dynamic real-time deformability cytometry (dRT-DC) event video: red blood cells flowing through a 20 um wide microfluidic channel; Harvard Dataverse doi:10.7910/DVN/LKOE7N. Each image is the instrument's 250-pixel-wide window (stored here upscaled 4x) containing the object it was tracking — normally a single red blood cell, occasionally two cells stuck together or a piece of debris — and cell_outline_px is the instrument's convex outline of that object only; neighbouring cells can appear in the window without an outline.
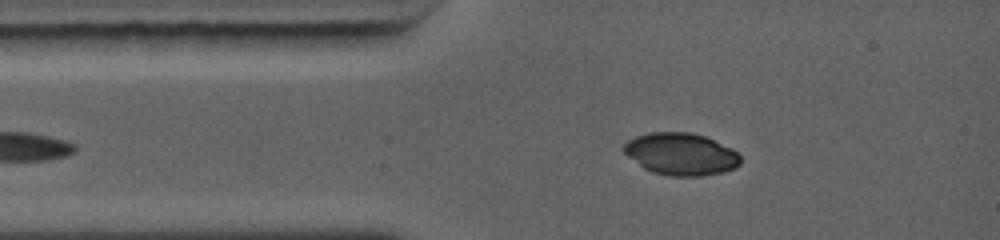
{"species": "common noctule bat (a hibernating species)", "species_latin": "Nyctalus noctula", "temperature_condition": "warm", "stored_images_in_passage": 50, "camera_frame_rate_fps": 5000, "um_per_image_px": 0.085, "animal": {"sex": "female", "body_mass_g": 19.0, "forearm_length_mm": 56.7}, "frame": {"image": 1, "passage_image": 9, "time_ms": 1.0, "image_size_px": [1000, 240], "cell_outline_px": [[740, 164], [736, 168], [724, 172], [700, 176], [668, 176], [652, 172], [644, 168], [628, 156], [620, 148], [628, 140], [636, 136], [648, 132], [688, 132], [704, 136], [732, 148], [740, 156]], "centroid_in_image_um": [57.87, 13.1], "position_along_channel_um": 27.1, "area_um2": 28.78}}
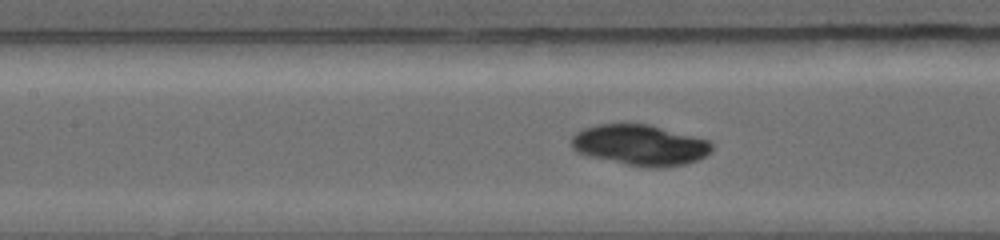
{"frame": {"image": 2, "passage_image": 28, "time_ms": 4.2, "image_size_px": [1000, 240], "cell_outline_px": [[712, 148], [704, 156], [688, 164], [664, 168], [644, 168], [588, 156], [572, 148], [572, 136], [584, 128], [600, 124], [644, 124], [708, 140], [712, 144]], "centroid_in_image_um": [54.4, 12.36], "position_along_channel_um": 153.0, "area_um2": 32.89}}
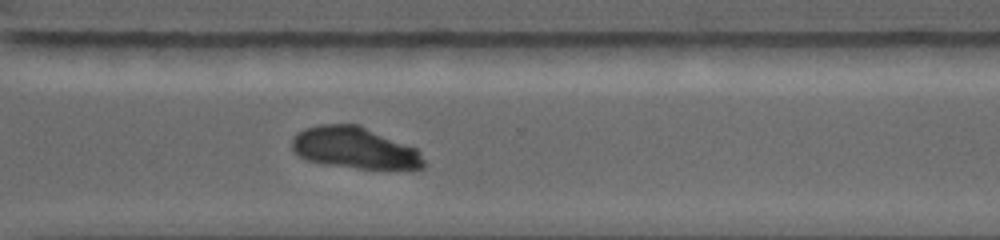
{"frame": {"image": 3, "passage_image": 46, "time_ms": 8.4, "image_size_px": [1000, 240], "cell_outline_px": [[424, 168], [356, 168], [324, 164], [308, 160], [300, 156], [292, 148], [292, 140], [296, 132], [304, 128], [320, 124], [360, 124], [416, 148], [420, 152], [424, 160]], "centroid_in_image_um": [30.13, 12.55], "position_along_channel_um": 340.5, "area_um2": 31.85}}